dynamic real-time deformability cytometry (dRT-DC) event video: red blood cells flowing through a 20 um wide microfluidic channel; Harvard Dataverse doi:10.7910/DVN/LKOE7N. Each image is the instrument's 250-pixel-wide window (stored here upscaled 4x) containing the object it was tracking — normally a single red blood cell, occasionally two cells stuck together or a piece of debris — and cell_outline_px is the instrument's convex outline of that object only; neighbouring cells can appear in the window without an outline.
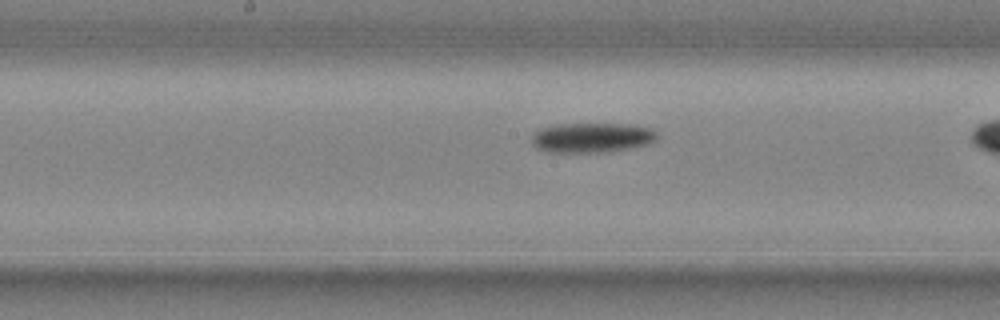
{"species": "common noctule bat (a hibernating species)", "species_latin": "Nyctalus noctula", "temperature_condition": "cold", "stored_images_in_passage": 32, "camera_frame_rate_fps": 3000, "um_per_image_px": 0.085, "animal": {"sex": "male", "body_mass_g": 20.4}, "frame": {"image": 1, "passage_image": 20, "time_ms": 6.333, "image_size_px": [1000, 320], "cell_outline_px": [[660, 136], [656, 140], [648, 144], [608, 152], [548, 152], [536, 148], [532, 144], [532, 132], [540, 128], [560, 124], [636, 124], [652, 128]], "centroid_in_image_um": [50.33, 11.69], "position_along_channel_um": 197.9, "area_um2": 22.08}}
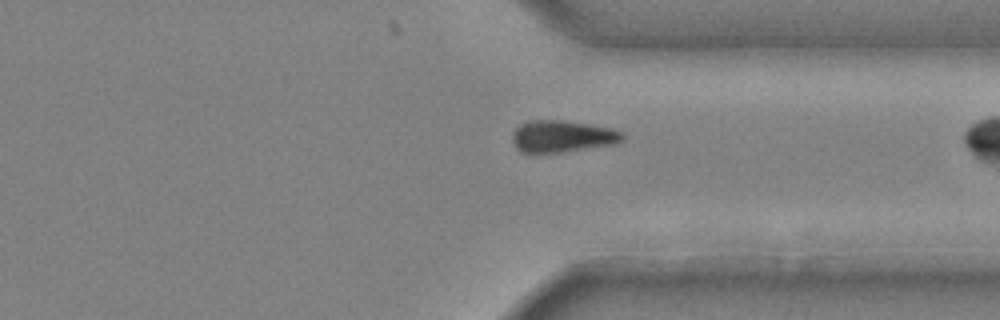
{"frame": {"image": 2, "passage_image": 31, "time_ms": 10.0, "image_size_px": [1000, 320], "cell_outline_px": [[624, 140], [616, 144], [564, 152], [520, 152], [516, 148], [512, 140], [512, 132], [520, 124], [528, 120], [564, 120], [612, 128], [620, 132], [624, 136]], "centroid_in_image_um": [47.78, 11.58], "position_along_channel_um": 363.6, "area_um2": 20.58}}